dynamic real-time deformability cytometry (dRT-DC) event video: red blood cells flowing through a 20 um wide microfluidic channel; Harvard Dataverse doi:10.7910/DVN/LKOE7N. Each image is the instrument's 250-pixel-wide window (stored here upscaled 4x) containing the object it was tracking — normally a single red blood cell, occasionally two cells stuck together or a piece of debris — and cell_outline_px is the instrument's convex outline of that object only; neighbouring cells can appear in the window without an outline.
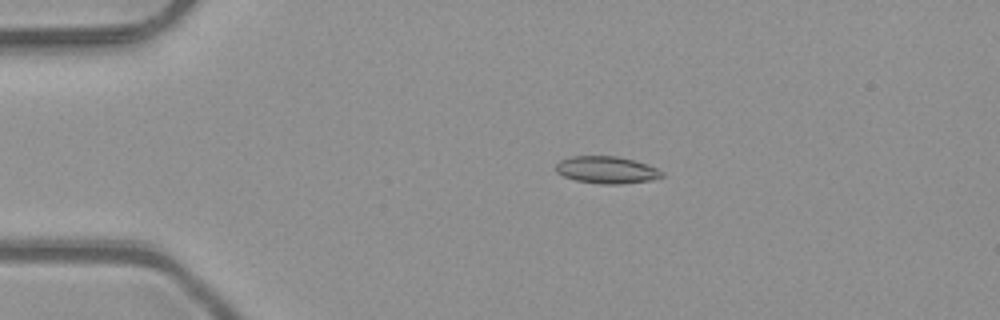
{"species": "common noctule bat (a hibernating species)", "species_latin": "Nyctalus noctula", "temperature_condition": "room temperature", "stored_images_in_passage": 41, "camera_frame_rate_fps": 3000, "um_per_image_px": 0.085, "animal": {"sex": "male", "body_mass_g": 23.1, "forearm_length_mm": 52.7}, "frame": {"image": 1, "passage_image": 1, "time_ms": 0.0, "image_size_px": [1000, 320], "cell_outline_px": [[664, 176], [652, 180], [620, 184], [600, 184], [576, 180], [564, 176], [556, 172], [556, 164], [560, 160], [568, 156], [616, 156], [632, 160], [656, 168], [664, 172]], "centroid_in_image_um": [51.54, 14.44], "position_along_channel_um": 33.5, "area_um2": 16.7}}
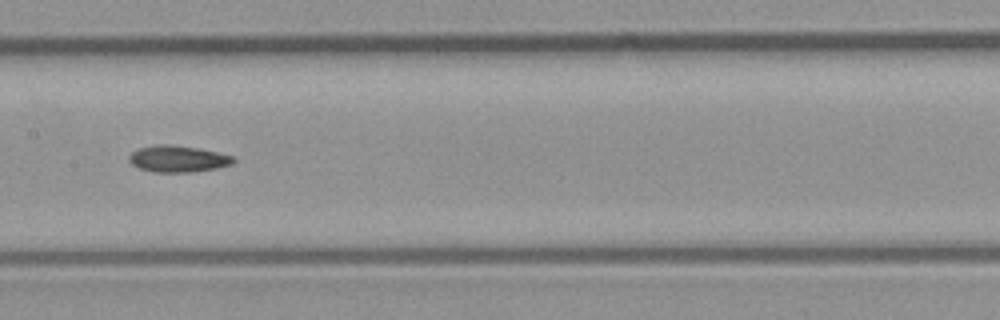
{"frame": {"image": 2, "passage_image": 16, "time_ms": 5.0, "image_size_px": [1000, 320], "cell_outline_px": [[236, 160], [232, 164], [216, 168], [188, 172], [156, 172], [140, 168], [132, 164], [128, 160], [128, 156], [132, 152], [140, 148], [156, 144], [172, 144], [200, 148], [236, 156]], "centroid_in_image_um": [15.16, 13.48], "position_along_channel_um": 192.2, "area_um2": 16.24}}
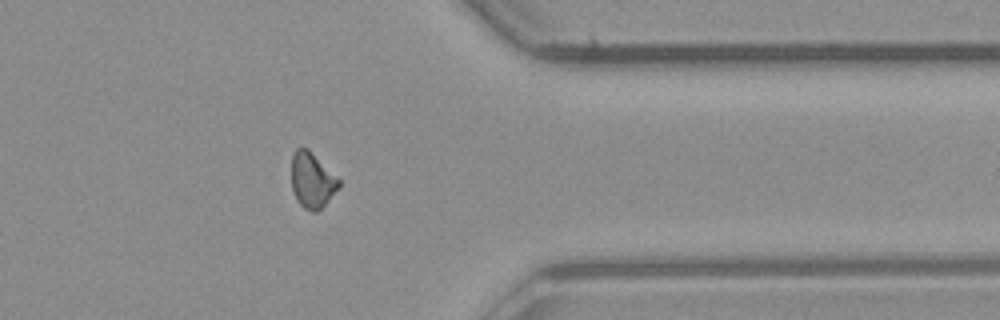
{"frame": {"image": 3, "passage_image": 31, "time_ms": 10.0, "image_size_px": [1000, 320], "cell_outline_px": [[340, 188], [316, 212], [312, 212], [304, 208], [296, 200], [292, 188], [292, 156], [296, 148], [308, 148], [340, 180]], "centroid_in_image_um": [26.53, 15.32], "position_along_channel_um": 384.9, "area_um2": 15.2}}